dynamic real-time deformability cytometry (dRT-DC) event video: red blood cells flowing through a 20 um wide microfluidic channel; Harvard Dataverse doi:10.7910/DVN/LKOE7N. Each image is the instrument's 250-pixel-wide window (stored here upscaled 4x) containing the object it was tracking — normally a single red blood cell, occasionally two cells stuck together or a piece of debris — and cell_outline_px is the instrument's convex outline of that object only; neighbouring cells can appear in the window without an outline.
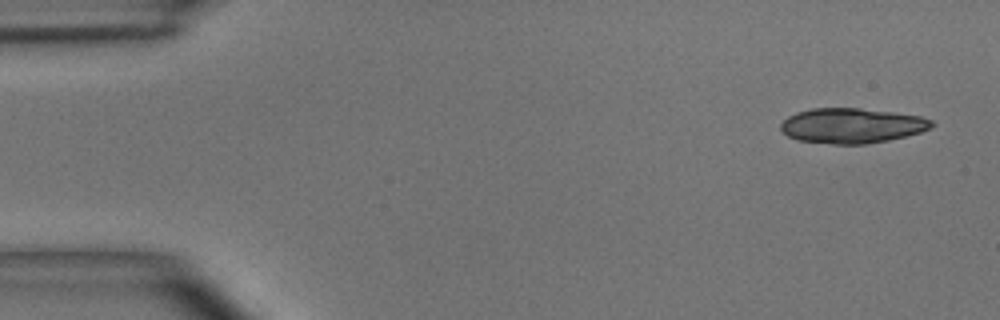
{"species": "common noctule bat (a hibernating species)", "species_latin": "Nyctalus noctula", "temperature_condition": "room temperature", "stored_images_in_passage": 11, "camera_frame_rate_fps": 3000, "um_per_image_px": 0.085, "animal": {"sex": "male", "body_mass_g": 15.6}, "frame": {"image": 1, "passage_image": 1, "time_ms": 0.0, "image_size_px": [1000, 320], "cell_outline_px": [[936, 124], [932, 128], [920, 132], [888, 140], [864, 144], [832, 144], [796, 140], [788, 136], [780, 128], [780, 124], [788, 116], [796, 112], [812, 108], [860, 108], [892, 112], [920, 116], [932, 120]], "centroid_in_image_um": [72.4, 10.68], "position_along_channel_um": 12.6, "area_um2": 30.87}}